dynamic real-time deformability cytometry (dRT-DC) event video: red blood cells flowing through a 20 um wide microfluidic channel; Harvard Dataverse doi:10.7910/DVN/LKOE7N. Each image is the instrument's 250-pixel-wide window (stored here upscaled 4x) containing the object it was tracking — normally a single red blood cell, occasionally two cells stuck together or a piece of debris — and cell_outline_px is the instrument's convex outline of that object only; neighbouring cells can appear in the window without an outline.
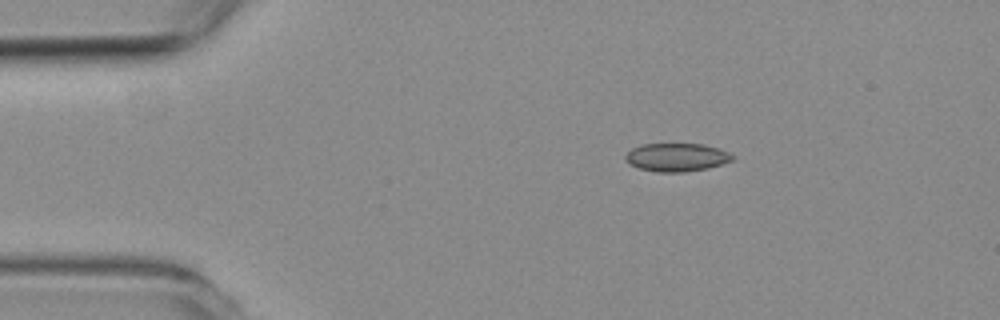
{"species": "common noctule bat (a hibernating species)", "species_latin": "Nyctalus noctula", "temperature_condition": "room temperature", "stored_images_in_passage": 5, "camera_frame_rate_fps": 3000, "um_per_image_px": 0.085, "animal": {"sex": "female", "body_mass_g": 19.3, "forearm_length_mm": 54.1}, "frame": {"image": 1, "passage_image": 3, "time_ms": 2.333, "image_size_px": [1000, 320], "cell_outline_px": [[736, 156], [732, 160], [708, 168], [684, 172], [656, 172], [640, 168], [628, 164], [624, 156], [632, 148], [640, 144], [704, 144], [720, 148]], "centroid_in_image_um": [57.51, 13.36], "position_along_channel_um": 27.5, "area_um2": 17.69}}